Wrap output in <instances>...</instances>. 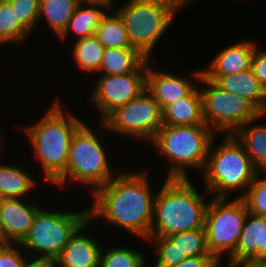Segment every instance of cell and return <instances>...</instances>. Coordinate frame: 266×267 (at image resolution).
I'll use <instances>...</instances> for the list:
<instances>
[{
    "label": "cell",
    "instance_id": "cell-1",
    "mask_svg": "<svg viewBox=\"0 0 266 267\" xmlns=\"http://www.w3.org/2000/svg\"><path fill=\"white\" fill-rule=\"evenodd\" d=\"M147 170L117 173L106 185L91 194L89 220L105 219L143 241L149 238L153 221L155 192ZM98 217V218H97Z\"/></svg>",
    "mask_w": 266,
    "mask_h": 267
},
{
    "label": "cell",
    "instance_id": "cell-2",
    "mask_svg": "<svg viewBox=\"0 0 266 267\" xmlns=\"http://www.w3.org/2000/svg\"><path fill=\"white\" fill-rule=\"evenodd\" d=\"M154 199L153 221L149 237H169L187 230L204 228L208 206L190 178H165Z\"/></svg>",
    "mask_w": 266,
    "mask_h": 267
},
{
    "label": "cell",
    "instance_id": "cell-3",
    "mask_svg": "<svg viewBox=\"0 0 266 267\" xmlns=\"http://www.w3.org/2000/svg\"><path fill=\"white\" fill-rule=\"evenodd\" d=\"M62 108L56 100L38 122L24 127L43 176L50 184L65 172L72 137L84 123Z\"/></svg>",
    "mask_w": 266,
    "mask_h": 267
},
{
    "label": "cell",
    "instance_id": "cell-4",
    "mask_svg": "<svg viewBox=\"0 0 266 267\" xmlns=\"http://www.w3.org/2000/svg\"><path fill=\"white\" fill-rule=\"evenodd\" d=\"M213 142L202 172L205 189L212 198H231L233 192L238 191L241 194L237 198H242L258 169L233 134L226 135L214 148Z\"/></svg>",
    "mask_w": 266,
    "mask_h": 267
},
{
    "label": "cell",
    "instance_id": "cell-5",
    "mask_svg": "<svg viewBox=\"0 0 266 267\" xmlns=\"http://www.w3.org/2000/svg\"><path fill=\"white\" fill-rule=\"evenodd\" d=\"M214 134L206 124L162 125L150 144L170 163L165 177L190 178L189 168H198L202 173Z\"/></svg>",
    "mask_w": 266,
    "mask_h": 267
},
{
    "label": "cell",
    "instance_id": "cell-6",
    "mask_svg": "<svg viewBox=\"0 0 266 267\" xmlns=\"http://www.w3.org/2000/svg\"><path fill=\"white\" fill-rule=\"evenodd\" d=\"M104 143L84 121L72 137L65 172L53 184L64 188L69 181L81 183L90 193L106 185L118 172L111 170Z\"/></svg>",
    "mask_w": 266,
    "mask_h": 267
},
{
    "label": "cell",
    "instance_id": "cell-7",
    "mask_svg": "<svg viewBox=\"0 0 266 267\" xmlns=\"http://www.w3.org/2000/svg\"><path fill=\"white\" fill-rule=\"evenodd\" d=\"M88 220V208L78 212H56L41 206L30 230L19 245L25 252L28 251L27 255H30L31 260L54 262L70 238Z\"/></svg>",
    "mask_w": 266,
    "mask_h": 267
},
{
    "label": "cell",
    "instance_id": "cell-8",
    "mask_svg": "<svg viewBox=\"0 0 266 267\" xmlns=\"http://www.w3.org/2000/svg\"><path fill=\"white\" fill-rule=\"evenodd\" d=\"M179 10L171 0H128L114 8L125 24L132 46L147 59H153L154 47Z\"/></svg>",
    "mask_w": 266,
    "mask_h": 267
},
{
    "label": "cell",
    "instance_id": "cell-9",
    "mask_svg": "<svg viewBox=\"0 0 266 267\" xmlns=\"http://www.w3.org/2000/svg\"><path fill=\"white\" fill-rule=\"evenodd\" d=\"M199 87L204 123L216 134H234L240 127L261 113L245 98L222 90L202 75V69L191 71ZM205 87V88H204Z\"/></svg>",
    "mask_w": 266,
    "mask_h": 267
},
{
    "label": "cell",
    "instance_id": "cell-10",
    "mask_svg": "<svg viewBox=\"0 0 266 267\" xmlns=\"http://www.w3.org/2000/svg\"><path fill=\"white\" fill-rule=\"evenodd\" d=\"M211 199L204 220L206 243L209 254L222 263L223 255L230 256L237 246L248 208L242 198Z\"/></svg>",
    "mask_w": 266,
    "mask_h": 267
},
{
    "label": "cell",
    "instance_id": "cell-11",
    "mask_svg": "<svg viewBox=\"0 0 266 267\" xmlns=\"http://www.w3.org/2000/svg\"><path fill=\"white\" fill-rule=\"evenodd\" d=\"M162 109L146 89L138 97L117 107L102 122L104 129L124 137L150 143L163 125Z\"/></svg>",
    "mask_w": 266,
    "mask_h": 267
},
{
    "label": "cell",
    "instance_id": "cell-12",
    "mask_svg": "<svg viewBox=\"0 0 266 267\" xmlns=\"http://www.w3.org/2000/svg\"><path fill=\"white\" fill-rule=\"evenodd\" d=\"M154 59H148L136 72L122 75H98L96 86L92 90L91 99L101 115L102 122L112 111L132 99L138 97L147 89L148 64Z\"/></svg>",
    "mask_w": 266,
    "mask_h": 267
},
{
    "label": "cell",
    "instance_id": "cell-13",
    "mask_svg": "<svg viewBox=\"0 0 266 267\" xmlns=\"http://www.w3.org/2000/svg\"><path fill=\"white\" fill-rule=\"evenodd\" d=\"M26 201L27 198L0 199L3 243L19 244L30 230L40 207Z\"/></svg>",
    "mask_w": 266,
    "mask_h": 267
},
{
    "label": "cell",
    "instance_id": "cell-14",
    "mask_svg": "<svg viewBox=\"0 0 266 267\" xmlns=\"http://www.w3.org/2000/svg\"><path fill=\"white\" fill-rule=\"evenodd\" d=\"M91 222L88 220L84 223L70 238L54 261L55 267H99L101 246L97 240L85 234Z\"/></svg>",
    "mask_w": 266,
    "mask_h": 267
},
{
    "label": "cell",
    "instance_id": "cell-15",
    "mask_svg": "<svg viewBox=\"0 0 266 267\" xmlns=\"http://www.w3.org/2000/svg\"><path fill=\"white\" fill-rule=\"evenodd\" d=\"M266 258V216L248 211L242 232L229 263L250 262Z\"/></svg>",
    "mask_w": 266,
    "mask_h": 267
},
{
    "label": "cell",
    "instance_id": "cell-16",
    "mask_svg": "<svg viewBox=\"0 0 266 267\" xmlns=\"http://www.w3.org/2000/svg\"><path fill=\"white\" fill-rule=\"evenodd\" d=\"M193 81L184 76L175 75L166 70L155 71L148 64L147 90L153 95L156 102L163 110L169 104L188 96L197 86Z\"/></svg>",
    "mask_w": 266,
    "mask_h": 267
},
{
    "label": "cell",
    "instance_id": "cell-17",
    "mask_svg": "<svg viewBox=\"0 0 266 267\" xmlns=\"http://www.w3.org/2000/svg\"><path fill=\"white\" fill-rule=\"evenodd\" d=\"M256 42L248 39L226 46L213 58L203 76H226L251 69V60Z\"/></svg>",
    "mask_w": 266,
    "mask_h": 267
},
{
    "label": "cell",
    "instance_id": "cell-18",
    "mask_svg": "<svg viewBox=\"0 0 266 267\" xmlns=\"http://www.w3.org/2000/svg\"><path fill=\"white\" fill-rule=\"evenodd\" d=\"M222 90L245 98L261 114H266V89L254 76L252 69L226 76H204Z\"/></svg>",
    "mask_w": 266,
    "mask_h": 267
},
{
    "label": "cell",
    "instance_id": "cell-19",
    "mask_svg": "<svg viewBox=\"0 0 266 267\" xmlns=\"http://www.w3.org/2000/svg\"><path fill=\"white\" fill-rule=\"evenodd\" d=\"M162 111L163 125L186 126L205 124L198 85L188 96L169 104Z\"/></svg>",
    "mask_w": 266,
    "mask_h": 267
},
{
    "label": "cell",
    "instance_id": "cell-20",
    "mask_svg": "<svg viewBox=\"0 0 266 267\" xmlns=\"http://www.w3.org/2000/svg\"><path fill=\"white\" fill-rule=\"evenodd\" d=\"M265 116L266 114H260L233 134L258 170H266V124H256L255 122H258L259 119L262 120L261 118Z\"/></svg>",
    "mask_w": 266,
    "mask_h": 267
},
{
    "label": "cell",
    "instance_id": "cell-21",
    "mask_svg": "<svg viewBox=\"0 0 266 267\" xmlns=\"http://www.w3.org/2000/svg\"><path fill=\"white\" fill-rule=\"evenodd\" d=\"M108 9H111L109 5L79 4L59 39L66 41L72 32L73 36L76 35V40L95 35L100 20Z\"/></svg>",
    "mask_w": 266,
    "mask_h": 267
},
{
    "label": "cell",
    "instance_id": "cell-22",
    "mask_svg": "<svg viewBox=\"0 0 266 267\" xmlns=\"http://www.w3.org/2000/svg\"><path fill=\"white\" fill-rule=\"evenodd\" d=\"M147 60L138 49L105 48L99 74L122 75L133 73Z\"/></svg>",
    "mask_w": 266,
    "mask_h": 267
},
{
    "label": "cell",
    "instance_id": "cell-23",
    "mask_svg": "<svg viewBox=\"0 0 266 267\" xmlns=\"http://www.w3.org/2000/svg\"><path fill=\"white\" fill-rule=\"evenodd\" d=\"M19 165L0 163V199H22L29 197L37 180Z\"/></svg>",
    "mask_w": 266,
    "mask_h": 267
},
{
    "label": "cell",
    "instance_id": "cell-24",
    "mask_svg": "<svg viewBox=\"0 0 266 267\" xmlns=\"http://www.w3.org/2000/svg\"><path fill=\"white\" fill-rule=\"evenodd\" d=\"M78 5L76 0H40L38 23L46 19L48 27L60 37Z\"/></svg>",
    "mask_w": 266,
    "mask_h": 267
},
{
    "label": "cell",
    "instance_id": "cell-25",
    "mask_svg": "<svg viewBox=\"0 0 266 267\" xmlns=\"http://www.w3.org/2000/svg\"><path fill=\"white\" fill-rule=\"evenodd\" d=\"M107 12L100 20L95 36L104 48L136 49L132 46L125 24L115 11Z\"/></svg>",
    "mask_w": 266,
    "mask_h": 267
},
{
    "label": "cell",
    "instance_id": "cell-26",
    "mask_svg": "<svg viewBox=\"0 0 266 267\" xmlns=\"http://www.w3.org/2000/svg\"><path fill=\"white\" fill-rule=\"evenodd\" d=\"M104 49L95 35L76 40L71 50L73 61L79 70L98 73Z\"/></svg>",
    "mask_w": 266,
    "mask_h": 267
},
{
    "label": "cell",
    "instance_id": "cell-27",
    "mask_svg": "<svg viewBox=\"0 0 266 267\" xmlns=\"http://www.w3.org/2000/svg\"><path fill=\"white\" fill-rule=\"evenodd\" d=\"M30 32L19 22L10 0L0 1V45H22Z\"/></svg>",
    "mask_w": 266,
    "mask_h": 267
},
{
    "label": "cell",
    "instance_id": "cell-28",
    "mask_svg": "<svg viewBox=\"0 0 266 267\" xmlns=\"http://www.w3.org/2000/svg\"><path fill=\"white\" fill-rule=\"evenodd\" d=\"M128 247V248H127ZM109 247L101 250L99 267H146L148 259L132 247Z\"/></svg>",
    "mask_w": 266,
    "mask_h": 267
},
{
    "label": "cell",
    "instance_id": "cell-29",
    "mask_svg": "<svg viewBox=\"0 0 266 267\" xmlns=\"http://www.w3.org/2000/svg\"><path fill=\"white\" fill-rule=\"evenodd\" d=\"M169 238L176 244L180 257H195L209 254L204 228L173 234Z\"/></svg>",
    "mask_w": 266,
    "mask_h": 267
},
{
    "label": "cell",
    "instance_id": "cell-30",
    "mask_svg": "<svg viewBox=\"0 0 266 267\" xmlns=\"http://www.w3.org/2000/svg\"><path fill=\"white\" fill-rule=\"evenodd\" d=\"M264 174L263 177L259 174ZM262 178H260V177ZM248 211L253 214L266 216V170H258L256 176L242 197Z\"/></svg>",
    "mask_w": 266,
    "mask_h": 267
},
{
    "label": "cell",
    "instance_id": "cell-31",
    "mask_svg": "<svg viewBox=\"0 0 266 267\" xmlns=\"http://www.w3.org/2000/svg\"><path fill=\"white\" fill-rule=\"evenodd\" d=\"M146 241L154 244L156 263L154 267H171L183 261L176 244L169 237H149Z\"/></svg>",
    "mask_w": 266,
    "mask_h": 267
},
{
    "label": "cell",
    "instance_id": "cell-32",
    "mask_svg": "<svg viewBox=\"0 0 266 267\" xmlns=\"http://www.w3.org/2000/svg\"><path fill=\"white\" fill-rule=\"evenodd\" d=\"M19 22L30 32L37 27L40 0H10Z\"/></svg>",
    "mask_w": 266,
    "mask_h": 267
},
{
    "label": "cell",
    "instance_id": "cell-33",
    "mask_svg": "<svg viewBox=\"0 0 266 267\" xmlns=\"http://www.w3.org/2000/svg\"><path fill=\"white\" fill-rule=\"evenodd\" d=\"M23 252L19 244L0 243V267H24L30 259Z\"/></svg>",
    "mask_w": 266,
    "mask_h": 267
},
{
    "label": "cell",
    "instance_id": "cell-34",
    "mask_svg": "<svg viewBox=\"0 0 266 267\" xmlns=\"http://www.w3.org/2000/svg\"><path fill=\"white\" fill-rule=\"evenodd\" d=\"M255 48L251 60V69L254 76L259 80L261 85L266 89V49ZM260 50V51H259Z\"/></svg>",
    "mask_w": 266,
    "mask_h": 267
},
{
    "label": "cell",
    "instance_id": "cell-35",
    "mask_svg": "<svg viewBox=\"0 0 266 267\" xmlns=\"http://www.w3.org/2000/svg\"><path fill=\"white\" fill-rule=\"evenodd\" d=\"M221 263L213 255H200L185 258L171 267H220Z\"/></svg>",
    "mask_w": 266,
    "mask_h": 267
},
{
    "label": "cell",
    "instance_id": "cell-36",
    "mask_svg": "<svg viewBox=\"0 0 266 267\" xmlns=\"http://www.w3.org/2000/svg\"><path fill=\"white\" fill-rule=\"evenodd\" d=\"M24 267H55L54 262L41 261V260H29Z\"/></svg>",
    "mask_w": 266,
    "mask_h": 267
},
{
    "label": "cell",
    "instance_id": "cell-37",
    "mask_svg": "<svg viewBox=\"0 0 266 267\" xmlns=\"http://www.w3.org/2000/svg\"><path fill=\"white\" fill-rule=\"evenodd\" d=\"M78 4L109 5L113 7V0H76Z\"/></svg>",
    "mask_w": 266,
    "mask_h": 267
},
{
    "label": "cell",
    "instance_id": "cell-38",
    "mask_svg": "<svg viewBox=\"0 0 266 267\" xmlns=\"http://www.w3.org/2000/svg\"><path fill=\"white\" fill-rule=\"evenodd\" d=\"M174 2L180 9L185 8L186 6H190V4H193V0H171ZM186 5V6H185Z\"/></svg>",
    "mask_w": 266,
    "mask_h": 267
},
{
    "label": "cell",
    "instance_id": "cell-39",
    "mask_svg": "<svg viewBox=\"0 0 266 267\" xmlns=\"http://www.w3.org/2000/svg\"><path fill=\"white\" fill-rule=\"evenodd\" d=\"M254 267H266V258H258L250 261Z\"/></svg>",
    "mask_w": 266,
    "mask_h": 267
},
{
    "label": "cell",
    "instance_id": "cell-40",
    "mask_svg": "<svg viewBox=\"0 0 266 267\" xmlns=\"http://www.w3.org/2000/svg\"><path fill=\"white\" fill-rule=\"evenodd\" d=\"M228 267H254L250 262L230 263Z\"/></svg>",
    "mask_w": 266,
    "mask_h": 267
},
{
    "label": "cell",
    "instance_id": "cell-41",
    "mask_svg": "<svg viewBox=\"0 0 266 267\" xmlns=\"http://www.w3.org/2000/svg\"><path fill=\"white\" fill-rule=\"evenodd\" d=\"M0 243H3V233H2L1 220H0Z\"/></svg>",
    "mask_w": 266,
    "mask_h": 267
},
{
    "label": "cell",
    "instance_id": "cell-42",
    "mask_svg": "<svg viewBox=\"0 0 266 267\" xmlns=\"http://www.w3.org/2000/svg\"><path fill=\"white\" fill-rule=\"evenodd\" d=\"M0 133H1V132H0ZM1 138H2V135L0 134V151H1V149H2V147H1V146L3 145V144L1 143V141H2V139H1ZM0 153H1V152H0Z\"/></svg>",
    "mask_w": 266,
    "mask_h": 267
}]
</instances>
